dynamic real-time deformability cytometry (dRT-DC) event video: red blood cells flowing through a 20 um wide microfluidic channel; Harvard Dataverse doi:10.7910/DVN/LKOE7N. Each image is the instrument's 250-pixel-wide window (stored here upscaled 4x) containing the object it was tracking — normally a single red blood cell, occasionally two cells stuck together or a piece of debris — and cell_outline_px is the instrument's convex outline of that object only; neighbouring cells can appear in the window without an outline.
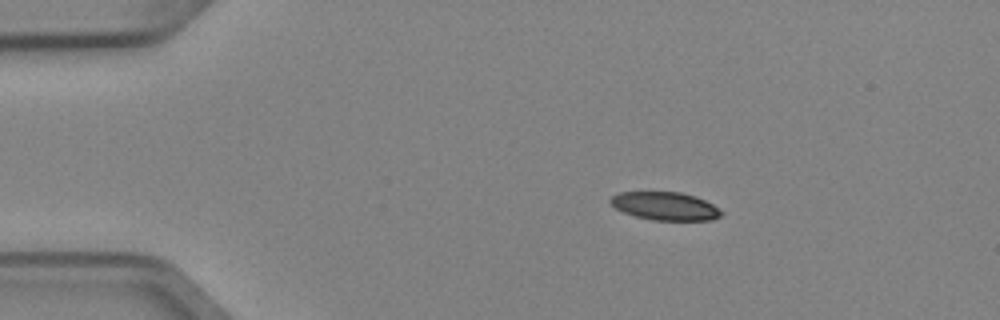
{"species": "Egyptian fruit bat (a non-hibernating species)", "species_latin": "Rousettus aegyptiacus", "temperature_condition": "cold", "stored_images_in_passage": 4, "camera_frame_rate_fps": 3000, "um_per_image_px": 0.085, "animal": {"sex": "female"}, "frame": {"image": 1, "passage_image": 1, "time_ms": 0.0, "image_size_px": [1000, 320], "cell_outline_px": [[724, 212], [720, 216], [712, 220], [652, 220], [636, 216], [624, 212], [616, 208], [608, 200], [612, 196], [620, 192], [680, 192], [696, 196], [712, 204]], "centroid_in_image_um": [56.55, 17.51], "position_along_channel_um": 28.5, "area_um2": 18.09}}
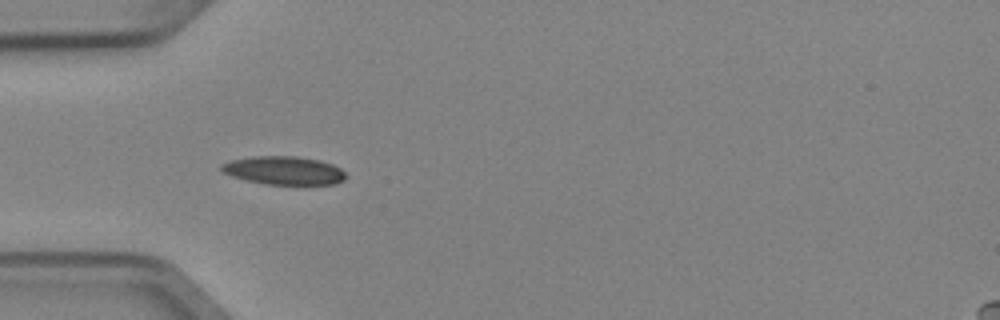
{"frame": {"image": 2, "passage_image": 3, "time_ms": 0.667, "image_size_px": [1000, 320], "cell_outline_px": [[348, 176], [344, 180], [336, 184], [268, 184], [248, 180], [232, 176], [224, 172], [220, 168], [220, 164], [228, 160], [252, 156], [296, 156], [320, 160], [332, 164], [340, 168]], "centroid_in_image_um": [24.14, 14.48], "position_along_channel_um": 60.9, "area_um2": 20.58}}
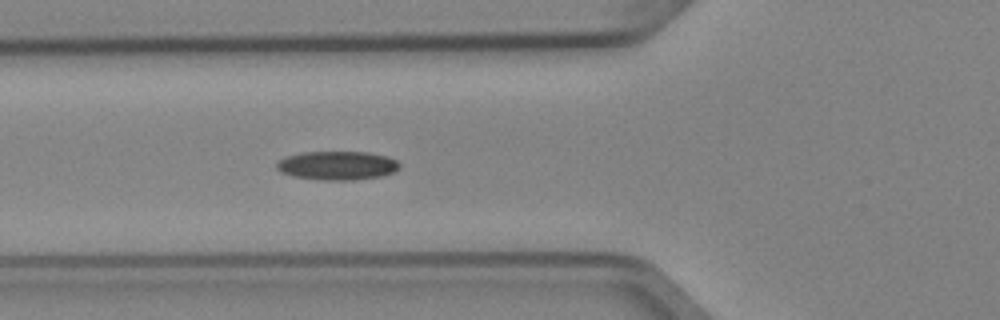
{"frame": {"image": 3, "passage_image": 4, "time_ms": 1.0, "image_size_px": [1000, 320], "cell_outline_px": [[400, 168], [396, 172], [380, 176], [352, 180], [324, 180], [292, 176], [280, 172], [276, 168], [276, 164], [284, 156], [300, 152], [368, 152], [388, 156], [396, 160], [400, 164]], "centroid_in_image_um": [28.67, 14.06], "position_along_channel_um": 97.1, "area_um2": 20.81}}